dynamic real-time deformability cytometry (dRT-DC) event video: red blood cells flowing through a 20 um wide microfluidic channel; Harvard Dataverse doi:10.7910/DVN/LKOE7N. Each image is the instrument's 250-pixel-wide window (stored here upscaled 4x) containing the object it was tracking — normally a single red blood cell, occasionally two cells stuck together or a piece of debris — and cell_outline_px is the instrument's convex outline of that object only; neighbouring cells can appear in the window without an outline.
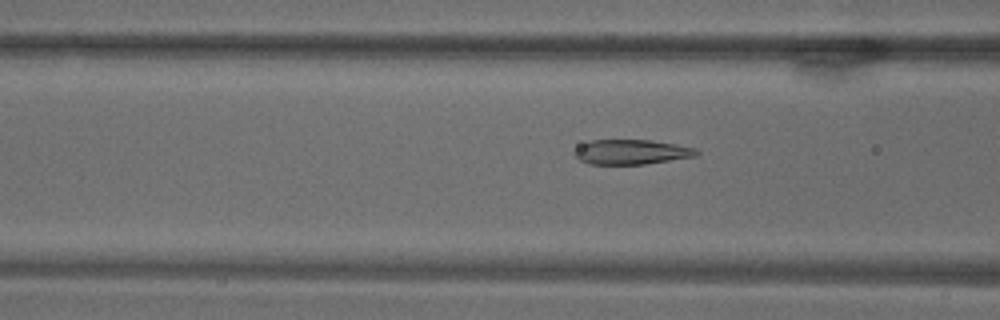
{"species": "common noctule bat (a hibernating species)", "species_latin": "Nyctalus noctula", "temperature_condition": "warm", "stored_images_in_passage": 52, "camera_frame_rate_fps": 3000, "um_per_image_px": 0.085, "animal": {"sex": "male", "body_mass_g": 18.8}, "frame": {"image": 1, "passage_image": 9, "time_ms": 2.667, "image_size_px": [1000, 320], "cell_outline_px": [[700, 152], [696, 156], [644, 164], [588, 164], [580, 160], [572, 152], [580, 144], [592, 140], [648, 140], [676, 144], [696, 148]], "centroid_in_image_um": [53.65, 12.91], "position_along_channel_um": 113.0, "area_um2": 17.63}}
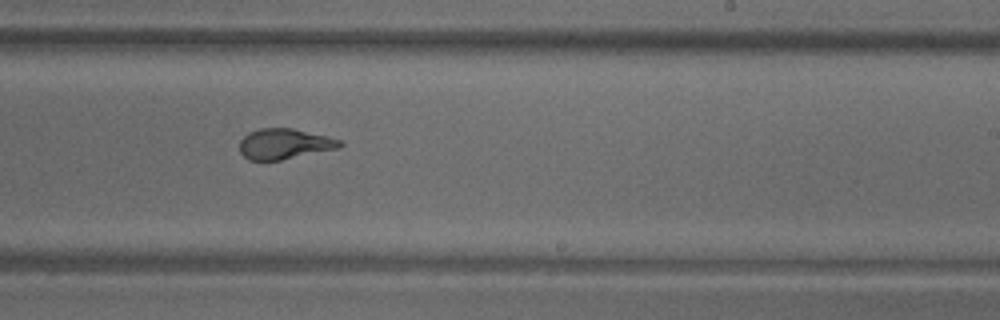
{"frame": {"image": 2, "passage_image": 25, "time_ms": 8.0, "image_size_px": [1000, 320], "cell_outline_px": [[344, 144], [340, 148], [280, 160], [248, 160], [240, 152], [240, 140], [248, 132], [260, 128], [292, 128], [328, 136], [340, 140]], "centroid_in_image_um": [24.18, 12.23], "position_along_channel_um": 264.8, "area_um2": 17.86}}
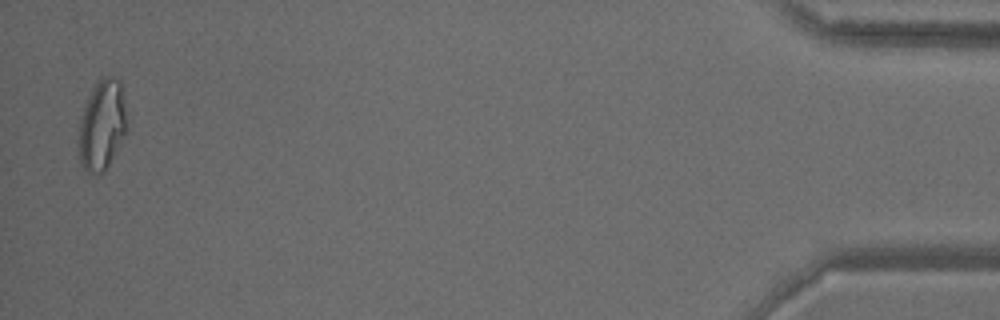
{"frame": {"image": 3, "passage_image": 51, "time_ms": 16.667, "image_size_px": [1000, 320], "cell_outline_px": [[124, 132], [104, 172], [96, 176], [88, 172], [84, 168], [80, 160], [80, 120], [88, 96], [92, 88], [100, 76], [120, 76], [124, 100]], "centroid_in_image_um": [8.65, 10.55], "position_along_channel_um": 426.5, "area_um2": 24.57}}